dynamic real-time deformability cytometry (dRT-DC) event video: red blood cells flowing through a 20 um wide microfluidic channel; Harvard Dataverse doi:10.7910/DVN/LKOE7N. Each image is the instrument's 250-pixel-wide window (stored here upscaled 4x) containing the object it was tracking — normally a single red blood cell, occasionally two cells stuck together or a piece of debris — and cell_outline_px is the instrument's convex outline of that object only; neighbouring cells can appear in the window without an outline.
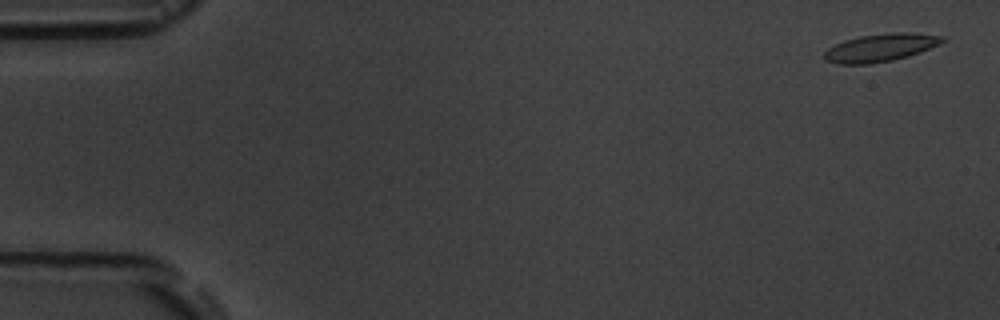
{"species": "common noctule bat (a hibernating species)", "species_latin": "Nyctalus noctula", "temperature_condition": "room temperature", "stored_images_in_passage": 3, "camera_frame_rate_fps": 3000, "um_per_image_px": 0.085, "animal": {"sex": "male", "body_mass_g": 19.5, "forearm_length_mm": 54.6}, "frame": {"image": 1, "passage_image": 1, "time_ms": 0.0, "image_size_px": [1000, 320], "cell_outline_px": [[948, 40], [940, 44], [920, 52], [908, 56], [892, 60], [868, 64], [840, 64], [824, 60], [824, 52], [828, 48], [844, 40], [860, 36], [892, 32], [908, 32], [944, 36]], "centroid_in_image_um": [74.87, 4.04], "position_along_channel_um": 10.1, "area_um2": 19.19}}